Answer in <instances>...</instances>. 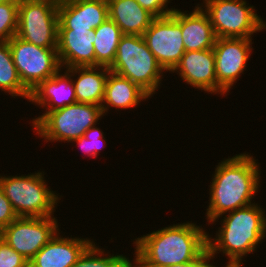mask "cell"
Returning <instances> with one entry per match:
<instances>
[{"instance_id": "cell-1", "label": "cell", "mask_w": 266, "mask_h": 267, "mask_svg": "<svg viewBox=\"0 0 266 267\" xmlns=\"http://www.w3.org/2000/svg\"><path fill=\"white\" fill-rule=\"evenodd\" d=\"M257 163L253 155L241 153L216 165L206 210L209 224H214L228 212L253 204L252 198L261 185V169Z\"/></svg>"}, {"instance_id": "cell-2", "label": "cell", "mask_w": 266, "mask_h": 267, "mask_svg": "<svg viewBox=\"0 0 266 267\" xmlns=\"http://www.w3.org/2000/svg\"><path fill=\"white\" fill-rule=\"evenodd\" d=\"M208 234L196 223L184 222L135 239L132 267H165L196 259L207 247Z\"/></svg>"}, {"instance_id": "cell-3", "label": "cell", "mask_w": 266, "mask_h": 267, "mask_svg": "<svg viewBox=\"0 0 266 267\" xmlns=\"http://www.w3.org/2000/svg\"><path fill=\"white\" fill-rule=\"evenodd\" d=\"M228 213L215 238L208 234V249L213 258L220 252L225 254L229 258L226 266H243L242 258L253 254L266 238L265 210L254 202Z\"/></svg>"}, {"instance_id": "cell-4", "label": "cell", "mask_w": 266, "mask_h": 267, "mask_svg": "<svg viewBox=\"0 0 266 267\" xmlns=\"http://www.w3.org/2000/svg\"><path fill=\"white\" fill-rule=\"evenodd\" d=\"M109 70L139 85L151 98L164 76V69L140 35L124 34L121 37Z\"/></svg>"}, {"instance_id": "cell-5", "label": "cell", "mask_w": 266, "mask_h": 267, "mask_svg": "<svg viewBox=\"0 0 266 267\" xmlns=\"http://www.w3.org/2000/svg\"><path fill=\"white\" fill-rule=\"evenodd\" d=\"M45 182L44 172L40 171L25 176H0V188L18 217L54 216L61 198Z\"/></svg>"}, {"instance_id": "cell-6", "label": "cell", "mask_w": 266, "mask_h": 267, "mask_svg": "<svg viewBox=\"0 0 266 267\" xmlns=\"http://www.w3.org/2000/svg\"><path fill=\"white\" fill-rule=\"evenodd\" d=\"M103 116L101 106L75 102L48 112L33 128L45 142L71 143L84 136Z\"/></svg>"}, {"instance_id": "cell-7", "label": "cell", "mask_w": 266, "mask_h": 267, "mask_svg": "<svg viewBox=\"0 0 266 267\" xmlns=\"http://www.w3.org/2000/svg\"><path fill=\"white\" fill-rule=\"evenodd\" d=\"M217 38H252L266 29V22L246 0H203ZM249 5V6H248Z\"/></svg>"}, {"instance_id": "cell-8", "label": "cell", "mask_w": 266, "mask_h": 267, "mask_svg": "<svg viewBox=\"0 0 266 267\" xmlns=\"http://www.w3.org/2000/svg\"><path fill=\"white\" fill-rule=\"evenodd\" d=\"M8 43L20 81L29 92L62 69L57 48L36 46L16 35Z\"/></svg>"}, {"instance_id": "cell-9", "label": "cell", "mask_w": 266, "mask_h": 267, "mask_svg": "<svg viewBox=\"0 0 266 267\" xmlns=\"http://www.w3.org/2000/svg\"><path fill=\"white\" fill-rule=\"evenodd\" d=\"M16 36L44 48H57L58 7L49 0H20Z\"/></svg>"}, {"instance_id": "cell-10", "label": "cell", "mask_w": 266, "mask_h": 267, "mask_svg": "<svg viewBox=\"0 0 266 267\" xmlns=\"http://www.w3.org/2000/svg\"><path fill=\"white\" fill-rule=\"evenodd\" d=\"M158 64L171 72L185 53L181 33V10L174 9L165 17L155 18L142 35Z\"/></svg>"}, {"instance_id": "cell-11", "label": "cell", "mask_w": 266, "mask_h": 267, "mask_svg": "<svg viewBox=\"0 0 266 267\" xmlns=\"http://www.w3.org/2000/svg\"><path fill=\"white\" fill-rule=\"evenodd\" d=\"M56 218L17 217L0 232V237L30 261L59 229Z\"/></svg>"}, {"instance_id": "cell-12", "label": "cell", "mask_w": 266, "mask_h": 267, "mask_svg": "<svg viewBox=\"0 0 266 267\" xmlns=\"http://www.w3.org/2000/svg\"><path fill=\"white\" fill-rule=\"evenodd\" d=\"M252 38H217L213 47L217 94L224 96L244 73L250 58Z\"/></svg>"}, {"instance_id": "cell-13", "label": "cell", "mask_w": 266, "mask_h": 267, "mask_svg": "<svg viewBox=\"0 0 266 267\" xmlns=\"http://www.w3.org/2000/svg\"><path fill=\"white\" fill-rule=\"evenodd\" d=\"M176 71V72H175ZM179 73L182 80L193 88L217 95L215 54L212 49L185 51L176 67L171 71Z\"/></svg>"}, {"instance_id": "cell-14", "label": "cell", "mask_w": 266, "mask_h": 267, "mask_svg": "<svg viewBox=\"0 0 266 267\" xmlns=\"http://www.w3.org/2000/svg\"><path fill=\"white\" fill-rule=\"evenodd\" d=\"M60 69L51 78L41 82L30 92L29 102L40 108L46 109L42 115L35 117L32 122V128L48 113L53 110L71 105L76 101L75 87L72 76L65 70L64 74ZM44 107V108H43Z\"/></svg>"}, {"instance_id": "cell-15", "label": "cell", "mask_w": 266, "mask_h": 267, "mask_svg": "<svg viewBox=\"0 0 266 267\" xmlns=\"http://www.w3.org/2000/svg\"><path fill=\"white\" fill-rule=\"evenodd\" d=\"M93 242L89 238L56 234L29 261V267H71Z\"/></svg>"}, {"instance_id": "cell-16", "label": "cell", "mask_w": 266, "mask_h": 267, "mask_svg": "<svg viewBox=\"0 0 266 267\" xmlns=\"http://www.w3.org/2000/svg\"><path fill=\"white\" fill-rule=\"evenodd\" d=\"M108 17L107 0H77L58 7V30L96 29Z\"/></svg>"}, {"instance_id": "cell-17", "label": "cell", "mask_w": 266, "mask_h": 267, "mask_svg": "<svg viewBox=\"0 0 266 267\" xmlns=\"http://www.w3.org/2000/svg\"><path fill=\"white\" fill-rule=\"evenodd\" d=\"M95 29L58 30L57 52L63 68L95 66Z\"/></svg>"}, {"instance_id": "cell-18", "label": "cell", "mask_w": 266, "mask_h": 267, "mask_svg": "<svg viewBox=\"0 0 266 267\" xmlns=\"http://www.w3.org/2000/svg\"><path fill=\"white\" fill-rule=\"evenodd\" d=\"M181 11V33L185 51L212 49L216 35L208 14L197 4L192 12Z\"/></svg>"}, {"instance_id": "cell-19", "label": "cell", "mask_w": 266, "mask_h": 267, "mask_svg": "<svg viewBox=\"0 0 266 267\" xmlns=\"http://www.w3.org/2000/svg\"><path fill=\"white\" fill-rule=\"evenodd\" d=\"M66 70L72 78L75 87L76 101L81 103H90L102 105L105 95V85L110 72L108 67L86 66L73 67Z\"/></svg>"}, {"instance_id": "cell-20", "label": "cell", "mask_w": 266, "mask_h": 267, "mask_svg": "<svg viewBox=\"0 0 266 267\" xmlns=\"http://www.w3.org/2000/svg\"><path fill=\"white\" fill-rule=\"evenodd\" d=\"M150 97L139 85L110 71L106 80L105 95L101 105L103 115L107 114L109 107L128 110L139 106L138 104L141 101H145Z\"/></svg>"}, {"instance_id": "cell-21", "label": "cell", "mask_w": 266, "mask_h": 267, "mask_svg": "<svg viewBox=\"0 0 266 267\" xmlns=\"http://www.w3.org/2000/svg\"><path fill=\"white\" fill-rule=\"evenodd\" d=\"M107 2L109 18L120 27L123 34L142 36L155 19L136 0H107Z\"/></svg>"}, {"instance_id": "cell-22", "label": "cell", "mask_w": 266, "mask_h": 267, "mask_svg": "<svg viewBox=\"0 0 266 267\" xmlns=\"http://www.w3.org/2000/svg\"><path fill=\"white\" fill-rule=\"evenodd\" d=\"M123 35L120 27L109 17L95 29V66H112Z\"/></svg>"}, {"instance_id": "cell-23", "label": "cell", "mask_w": 266, "mask_h": 267, "mask_svg": "<svg viewBox=\"0 0 266 267\" xmlns=\"http://www.w3.org/2000/svg\"><path fill=\"white\" fill-rule=\"evenodd\" d=\"M0 90L14 98H30V92L18 76L8 41L0 42Z\"/></svg>"}, {"instance_id": "cell-24", "label": "cell", "mask_w": 266, "mask_h": 267, "mask_svg": "<svg viewBox=\"0 0 266 267\" xmlns=\"http://www.w3.org/2000/svg\"><path fill=\"white\" fill-rule=\"evenodd\" d=\"M104 252L93 241L71 267H132V261L123 254L114 256Z\"/></svg>"}, {"instance_id": "cell-25", "label": "cell", "mask_w": 266, "mask_h": 267, "mask_svg": "<svg viewBox=\"0 0 266 267\" xmlns=\"http://www.w3.org/2000/svg\"><path fill=\"white\" fill-rule=\"evenodd\" d=\"M19 1L0 4V42L9 41L16 35L18 27Z\"/></svg>"}, {"instance_id": "cell-26", "label": "cell", "mask_w": 266, "mask_h": 267, "mask_svg": "<svg viewBox=\"0 0 266 267\" xmlns=\"http://www.w3.org/2000/svg\"><path fill=\"white\" fill-rule=\"evenodd\" d=\"M96 125L90 127L85 133L84 136H81L80 138L73 140V142H76L78 146L81 147V149L84 151V154H88L90 157H97L100 153V150H102L103 144L106 141L103 135L102 130H100L99 127H95Z\"/></svg>"}, {"instance_id": "cell-27", "label": "cell", "mask_w": 266, "mask_h": 267, "mask_svg": "<svg viewBox=\"0 0 266 267\" xmlns=\"http://www.w3.org/2000/svg\"><path fill=\"white\" fill-rule=\"evenodd\" d=\"M0 267H29V261L0 237Z\"/></svg>"}, {"instance_id": "cell-28", "label": "cell", "mask_w": 266, "mask_h": 267, "mask_svg": "<svg viewBox=\"0 0 266 267\" xmlns=\"http://www.w3.org/2000/svg\"><path fill=\"white\" fill-rule=\"evenodd\" d=\"M139 5L146 11L151 13L155 18L165 17L170 15L174 8H168L170 0H136Z\"/></svg>"}, {"instance_id": "cell-29", "label": "cell", "mask_w": 266, "mask_h": 267, "mask_svg": "<svg viewBox=\"0 0 266 267\" xmlns=\"http://www.w3.org/2000/svg\"><path fill=\"white\" fill-rule=\"evenodd\" d=\"M18 216L12 208L11 202L7 199L0 188V232L6 228Z\"/></svg>"}, {"instance_id": "cell-30", "label": "cell", "mask_w": 266, "mask_h": 267, "mask_svg": "<svg viewBox=\"0 0 266 267\" xmlns=\"http://www.w3.org/2000/svg\"><path fill=\"white\" fill-rule=\"evenodd\" d=\"M211 259L213 260V257L207 247L196 259L192 261L165 267H216L215 265H212L213 262L211 264L209 263Z\"/></svg>"}, {"instance_id": "cell-31", "label": "cell", "mask_w": 266, "mask_h": 267, "mask_svg": "<svg viewBox=\"0 0 266 267\" xmlns=\"http://www.w3.org/2000/svg\"><path fill=\"white\" fill-rule=\"evenodd\" d=\"M52 4L56 5L57 7L64 5V4H68V3H72V2H76L77 0H49Z\"/></svg>"}, {"instance_id": "cell-32", "label": "cell", "mask_w": 266, "mask_h": 267, "mask_svg": "<svg viewBox=\"0 0 266 267\" xmlns=\"http://www.w3.org/2000/svg\"><path fill=\"white\" fill-rule=\"evenodd\" d=\"M10 1H20V0H0V4L5 3V2H10Z\"/></svg>"}, {"instance_id": "cell-33", "label": "cell", "mask_w": 266, "mask_h": 267, "mask_svg": "<svg viewBox=\"0 0 266 267\" xmlns=\"http://www.w3.org/2000/svg\"><path fill=\"white\" fill-rule=\"evenodd\" d=\"M225 267H242V266H225Z\"/></svg>"}]
</instances>
